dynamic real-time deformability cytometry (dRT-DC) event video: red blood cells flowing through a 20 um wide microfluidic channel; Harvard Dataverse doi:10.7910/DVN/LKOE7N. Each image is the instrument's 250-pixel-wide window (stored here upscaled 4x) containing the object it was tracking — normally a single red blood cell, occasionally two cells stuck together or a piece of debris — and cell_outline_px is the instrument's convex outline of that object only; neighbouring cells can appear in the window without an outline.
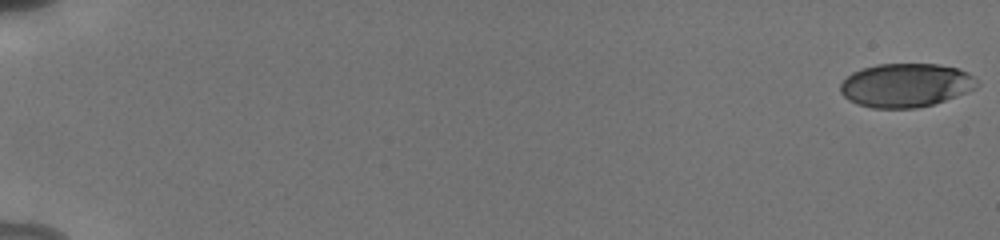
{"species": "human", "species_latin": "Homo sapiens", "temperature_condition": "cold", "stored_images_in_passage": 56, "camera_frame_rate_fps": 3000, "um_per_image_px": 0.085, "donor": {"sex": "male"}, "frame": {"image": 1, "passage_image": 1, "time_ms": 0.0, "image_size_px": [1000, 240], "cell_outline_px": [[980, 84], [976, 88], [956, 96], [932, 104], [916, 108], [872, 108], [856, 104], [848, 100], [840, 92], [840, 84], [852, 72], [876, 64], [940, 64], [956, 68], [968, 72]], "centroid_in_image_um": [76.98, 7.24], "position_along_channel_um": 8.0, "area_um2": 34.8}}
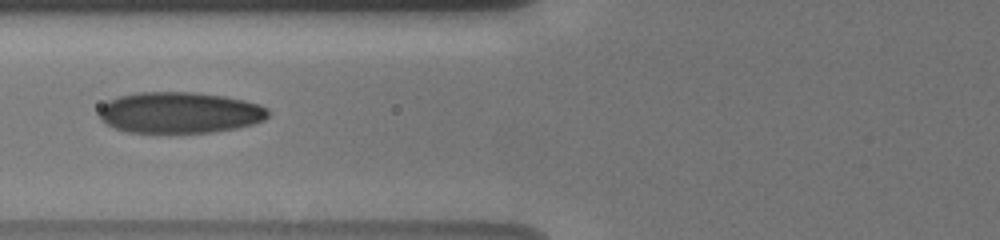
{"frame": {"image": 2, "passage_image": 25, "time_ms": 8.0, "image_size_px": [1000, 240], "cell_outline_px": [[268, 116], [264, 120], [252, 124], [236, 128], [212, 132], [128, 132], [116, 128], [100, 120], [100, 108], [108, 100], [120, 96], [136, 92], [196, 92], [224, 96], [244, 100], [260, 104], [268, 108]], "centroid_in_image_um": [15.29, 9.56], "position_along_channel_um": 110.5, "area_um2": 40.46}}
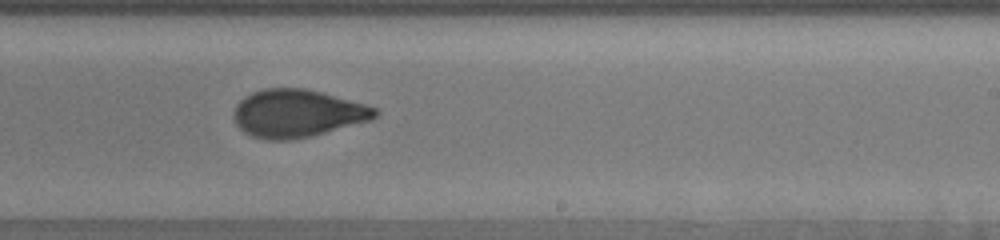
{"frame": {"image": 3, "passage_image": 37, "time_ms": 12.0, "image_size_px": [1000, 240], "cell_outline_px": [[380, 112], [372, 120], [312, 136], [292, 140], [264, 140], [252, 136], [244, 132], [236, 124], [232, 112], [236, 104], [244, 96], [252, 92], [264, 88], [304, 88], [320, 92], [364, 104], [376, 108]], "centroid_in_image_um": [25.24, 9.65], "position_along_channel_um": 263.8, "area_um2": 39.48}, "authors_computed_cell_mechanics": {"area_um2": 37.6278, "velocity_mm_per_s": 3.8391, "shape_relaxation_time_tau1_ms": 3.9062, "shape_relaxation_time_tau2_ms": 1.0249, "deformation_change_tau1": 0.1569, "deformation_change_tau2": 0.0679}}